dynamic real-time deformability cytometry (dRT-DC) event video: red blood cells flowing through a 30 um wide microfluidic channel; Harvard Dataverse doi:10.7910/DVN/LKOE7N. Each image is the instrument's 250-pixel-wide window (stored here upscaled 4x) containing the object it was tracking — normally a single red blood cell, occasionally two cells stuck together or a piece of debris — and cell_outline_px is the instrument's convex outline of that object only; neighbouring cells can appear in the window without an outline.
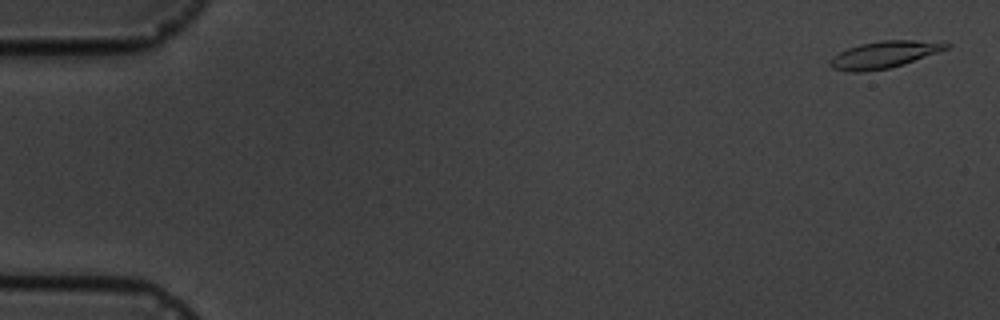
{"species": "common noctule bat (a hibernating species)", "species_latin": "Nyctalus noctula", "temperature_condition": "cold", "stored_images_in_passage": 6, "segment_of_instrument_passage": [2, 2], "camera_frame_rate_fps": 3000, "um_per_image_px": 0.085, "animal": {"sex": "male", "body_mass_g": 19.5, "forearm_length_mm": 54.6}, "frame": {"image": 1, "passage_image": 6, "time_ms": 7.333, "image_size_px": [1000, 320], "cell_outline_px": [[952, 44], [948, 48], [904, 64], [888, 68], [864, 72], [848, 72], [832, 68], [828, 64], [828, 60], [832, 56], [848, 48], [860, 44], [880, 40], [912, 40]], "centroid_in_image_um": [75.06, 4.65], "position_along_channel_um": 9.9, "area_um2": 18.09}}